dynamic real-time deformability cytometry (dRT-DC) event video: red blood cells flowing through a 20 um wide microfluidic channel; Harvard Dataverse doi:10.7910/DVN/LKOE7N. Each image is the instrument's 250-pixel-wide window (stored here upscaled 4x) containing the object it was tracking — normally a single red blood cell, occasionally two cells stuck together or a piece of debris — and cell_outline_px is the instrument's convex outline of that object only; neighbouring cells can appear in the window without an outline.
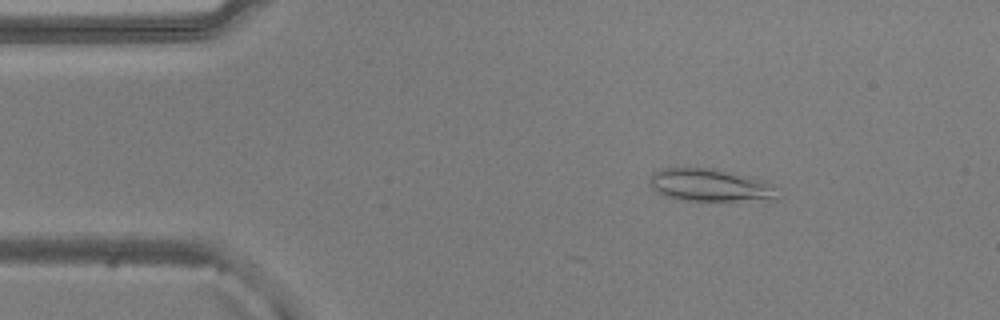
{"species": "common noctule bat (a hibernating species)", "species_latin": "Nyctalus noctula", "temperature_condition": "warm", "stored_images_in_passage": 4, "camera_frame_rate_fps": 3000, "um_per_image_px": 0.085, "animal": {"sex": "male", "body_mass_g": 20.5, "forearm_length_mm": 52.5}, "frame": {"image": 1, "passage_image": 1, "time_ms": 0.0, "image_size_px": [1000, 320], "cell_outline_px": [[780, 200], [688, 200], [668, 196], [652, 188], [652, 172], [660, 168], [712, 168], [748, 176], [760, 180], [772, 188]], "centroid_in_image_um": [60.34, 15.73], "position_along_channel_um": 24.7, "area_um2": 23.47}}